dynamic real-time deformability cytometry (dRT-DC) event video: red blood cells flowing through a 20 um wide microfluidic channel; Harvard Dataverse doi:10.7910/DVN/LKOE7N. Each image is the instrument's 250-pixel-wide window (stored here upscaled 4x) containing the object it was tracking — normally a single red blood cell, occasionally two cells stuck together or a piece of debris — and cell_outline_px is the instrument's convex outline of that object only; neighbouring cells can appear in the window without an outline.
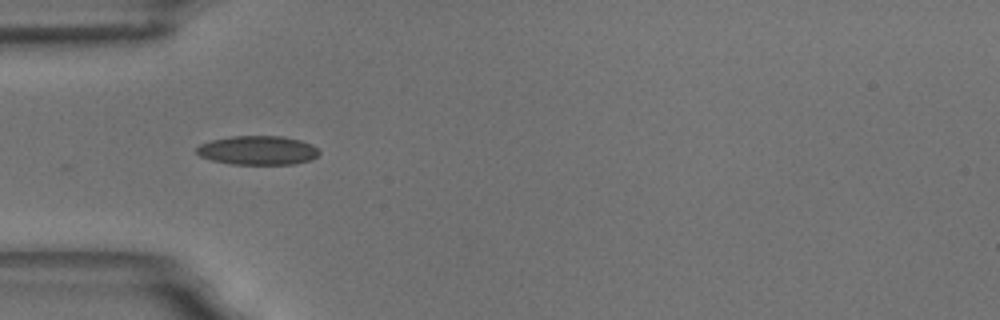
{"species": "common noctule bat (a hibernating species)", "species_latin": "Nyctalus noctula", "temperature_condition": "room temperature", "stored_images_in_passage": 7, "camera_frame_rate_fps": 3000, "um_per_image_px": 0.085, "animal": {"sex": "male", "body_mass_g": 18.8}, "frame": {"image": 1, "passage_image": 6, "time_ms": 6.667, "image_size_px": [1000, 320], "cell_outline_px": [[320, 152], [312, 160], [292, 164], [232, 164], [212, 160], [200, 156], [196, 152], [196, 148], [200, 144], [212, 140], [232, 136], [280, 136], [300, 140], [312, 144]], "centroid_in_image_um": [21.91, 12.78], "position_along_channel_um": 63.1, "area_um2": 20.63}}
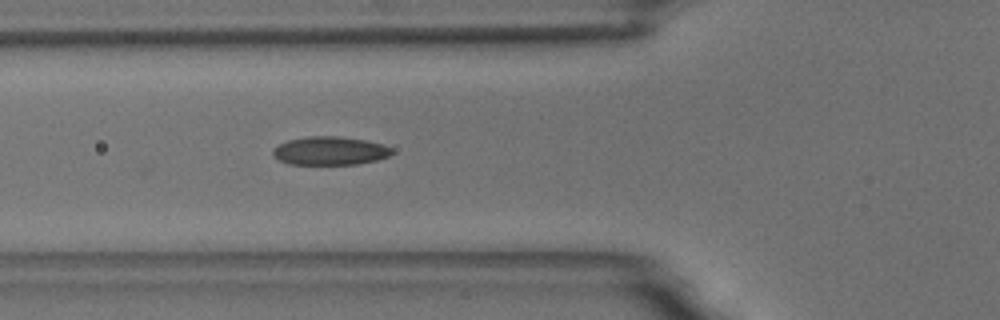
{"frame": {"image": 2, "passage_image": 7, "time_ms": 7.667, "image_size_px": [1000, 320], "cell_outline_px": [[392, 152], [388, 156], [376, 160], [356, 164], [288, 164], [272, 156], [272, 148], [288, 140], [308, 136], [340, 136], [364, 140], [384, 144], [392, 148]], "centroid_in_image_um": [28.02, 12.81], "position_along_channel_um": 97.8, "area_um2": 19.71}}